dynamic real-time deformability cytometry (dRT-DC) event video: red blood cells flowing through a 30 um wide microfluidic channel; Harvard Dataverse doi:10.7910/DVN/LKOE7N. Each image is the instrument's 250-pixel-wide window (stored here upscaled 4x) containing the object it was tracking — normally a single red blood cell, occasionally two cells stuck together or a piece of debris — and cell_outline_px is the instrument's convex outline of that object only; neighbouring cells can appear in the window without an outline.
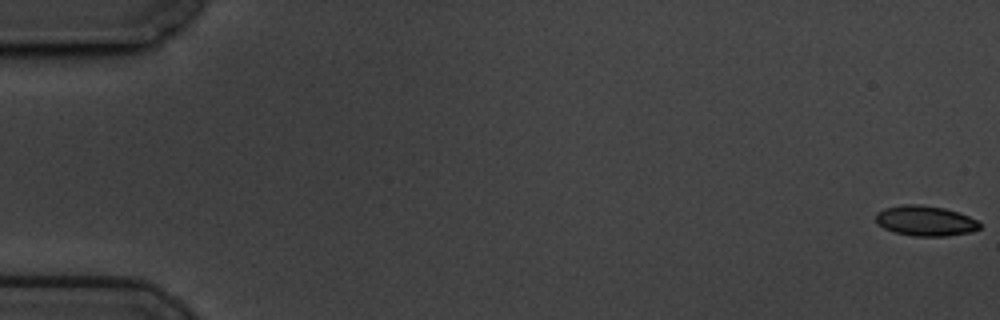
{"species": "common noctule bat (a hibernating species)", "species_latin": "Nyctalus noctula", "temperature_condition": "cold", "stored_images_in_passage": 59, "camera_frame_rate_fps": 3000, "um_per_image_px": 0.085, "animal": {"sex": "male", "body_mass_g": 19.5, "forearm_length_mm": 54.6}, "frame": {"image": 1, "passage_image": 1, "time_ms": 0.0, "image_size_px": [1000, 320], "cell_outline_px": [[980, 228], [968, 232], [948, 236], [912, 236], [896, 232], [884, 228], [876, 220], [876, 212], [884, 208], [900, 204], [920, 204], [944, 208], [968, 216], [976, 220], [980, 224]], "centroid_in_image_um": [78.62, 18.76], "position_along_channel_um": 6.4, "area_um2": 18.15}}
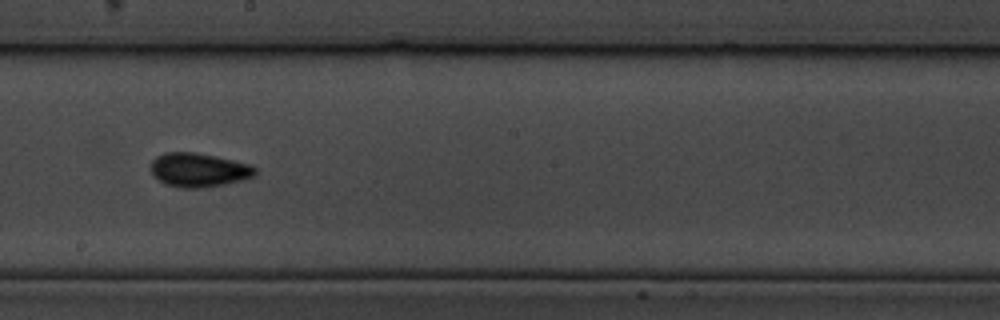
{"frame": {"image": 2, "passage_image": 34, "time_ms": 11.0, "image_size_px": [1000, 320], "cell_outline_px": [[256, 172], [252, 176], [240, 180], [200, 188], [180, 188], [164, 184], [152, 172], [152, 160], [156, 156], [164, 152], [196, 152], [232, 160], [248, 164], [256, 168]], "centroid_in_image_um": [16.84, 14.43], "position_along_channel_um": 231.4, "area_um2": 20.23}}
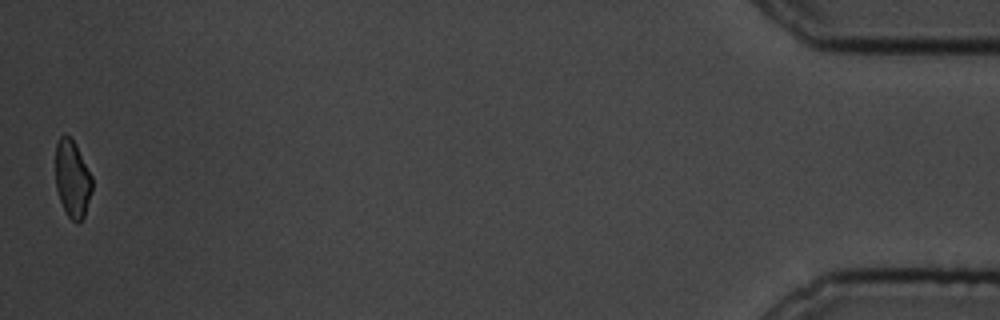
{"frame": {"image": 3, "passage_image": 59, "time_ms": 19.333, "image_size_px": [1000, 320], "cell_outline_px": [[92, 188], [84, 216], [76, 224], [68, 216], [60, 200], [56, 188], [56, 144], [60, 136], [68, 136], [76, 144], [92, 176]], "centroid_in_image_um": [6.15, 15.2], "position_along_channel_um": 429.0, "area_um2": 16.24}, "authors_computed_cell_mechanics": {"area_um2": 18.6694, "velocity_mm_per_s": 3.4456, "shape_relaxation_time_tau1_ms": 2.5227, "shape_relaxation_time_tau2_ms": 2.9889, "deformation_change_tau1": 0.0856, "deformation_change_tau2": 0.0467}}